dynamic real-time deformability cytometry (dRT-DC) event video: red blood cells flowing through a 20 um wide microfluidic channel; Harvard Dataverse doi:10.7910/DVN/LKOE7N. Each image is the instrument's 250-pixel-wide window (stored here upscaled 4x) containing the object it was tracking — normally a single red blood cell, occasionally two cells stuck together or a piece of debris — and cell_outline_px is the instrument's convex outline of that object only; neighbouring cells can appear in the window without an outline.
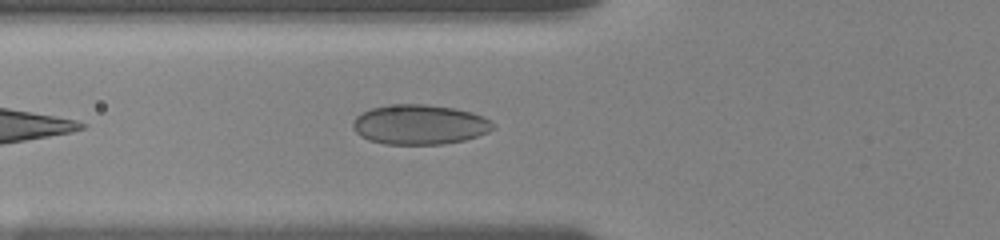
{"species": "human", "species_latin": "Homo sapiens", "temperature_condition": "room temperature", "stored_images_in_passage": 3, "camera_frame_rate_fps": 3000, "um_per_image_px": 0.085, "donor": {"sex": "female"}, "frame": {"image": 1, "passage_image": 3, "time_ms": 1.667, "image_size_px": [1000, 240], "cell_outline_px": [[496, 128], [488, 132], [464, 140], [440, 144], [384, 144], [368, 140], [360, 136], [352, 128], [352, 124], [356, 116], [372, 108], [388, 104], [424, 104], [456, 108], [472, 112], [496, 124]], "centroid_in_image_um": [35.65, 10.58], "position_along_channel_um": 90.1, "area_um2": 32.6}}